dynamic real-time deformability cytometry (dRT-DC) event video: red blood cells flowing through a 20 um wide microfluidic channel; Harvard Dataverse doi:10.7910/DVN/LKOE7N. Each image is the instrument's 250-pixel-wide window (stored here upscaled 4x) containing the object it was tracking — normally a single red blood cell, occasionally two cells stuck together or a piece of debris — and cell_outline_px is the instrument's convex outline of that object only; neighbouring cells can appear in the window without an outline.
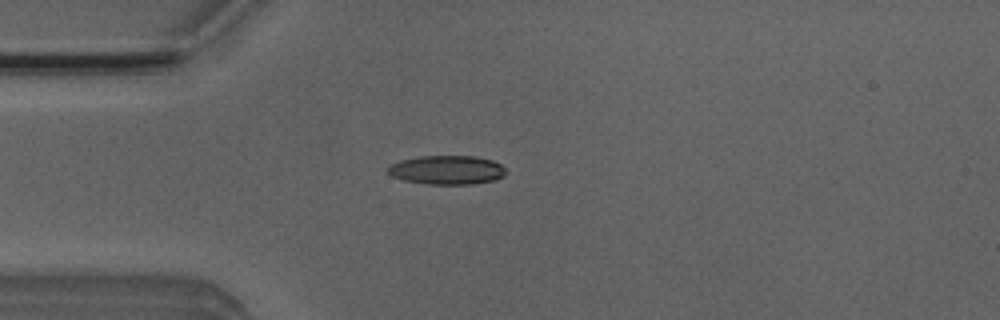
{"species": "Egyptian fruit bat (a non-hibernating species)", "species_latin": "Rousettus aegyptiacus", "temperature_condition": "room temperature", "stored_images_in_passage": 1, "camera_frame_rate_fps": 3000, "um_per_image_px": 0.085, "animal": {"sex": "male"}, "frame": {"image": 1, "passage_image": 1, "time_ms": 0.0, "image_size_px": [1000, 320], "cell_outline_px": [[508, 172], [504, 176], [496, 180], [472, 184], [424, 184], [404, 180], [392, 176], [388, 172], [388, 168], [392, 164], [400, 160], [420, 156], [476, 156], [492, 160], [500, 164]], "centroid_in_image_um": [38.03, 14.45], "position_along_channel_um": 47.0, "area_um2": 20.0}}